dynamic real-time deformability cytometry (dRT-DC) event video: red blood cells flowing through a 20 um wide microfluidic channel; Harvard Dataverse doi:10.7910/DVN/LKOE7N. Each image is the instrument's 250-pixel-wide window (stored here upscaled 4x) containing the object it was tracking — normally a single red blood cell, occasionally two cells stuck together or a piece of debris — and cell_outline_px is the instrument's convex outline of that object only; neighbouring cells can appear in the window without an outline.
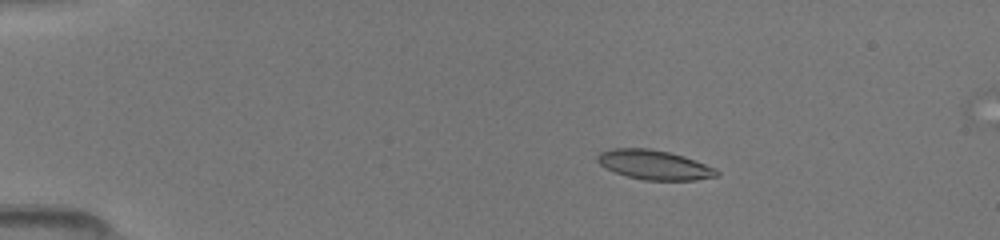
{"species": "common noctule bat (a hibernating species)", "species_latin": "Nyctalus noctula", "temperature_condition": "room temperature", "stored_images_in_passage": 8, "segment_of_instrument_passage": [1, 2], "camera_frame_rate_fps": 3000, "um_per_image_px": 0.085, "animal": {"sex": "female", "body_mass_g": 19.5, "forearm_length_mm": 54.1}, "frame": {"image": 1, "passage_image": 2, "time_ms": 0.333, "image_size_px": [1000, 240], "cell_outline_px": [[720, 176], [696, 180], [644, 180], [628, 176], [616, 172], [600, 164], [596, 160], [596, 156], [600, 152], [612, 148], [648, 148], [668, 152], [684, 156], [716, 168], [720, 172]], "centroid_in_image_um": [55.65, 14.01], "position_along_channel_um": 29.4, "area_um2": 20.46}}